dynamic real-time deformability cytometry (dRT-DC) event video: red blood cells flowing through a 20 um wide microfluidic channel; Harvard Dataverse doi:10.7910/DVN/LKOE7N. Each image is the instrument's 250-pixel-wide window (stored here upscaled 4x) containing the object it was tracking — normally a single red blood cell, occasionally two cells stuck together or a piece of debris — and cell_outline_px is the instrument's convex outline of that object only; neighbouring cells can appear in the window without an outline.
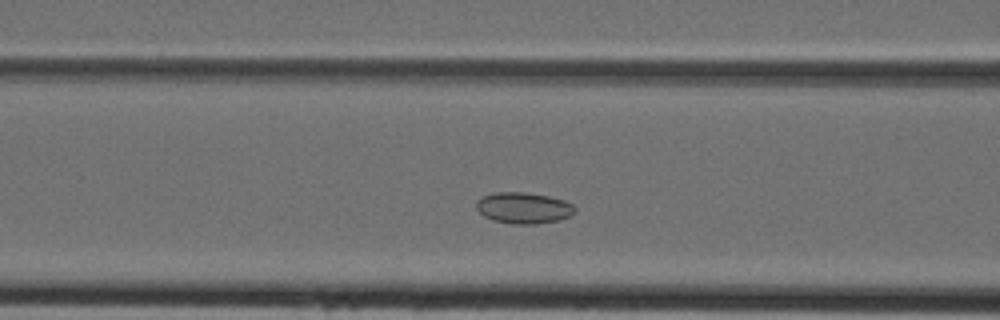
{"species": "Egyptian fruit bat (a non-hibernating species)", "species_latin": "Rousettus aegyptiacus", "temperature_condition": "cold", "stored_images_in_passage": 37, "camera_frame_rate_fps": 3000, "um_per_image_px": 0.085, "animal": {"sex": "female"}, "frame": {"image": 1, "passage_image": 10, "time_ms": 3.0, "image_size_px": [1000, 320], "cell_outline_px": [[576, 212], [560, 220], [536, 224], [516, 224], [492, 220], [484, 216], [476, 208], [476, 200], [480, 196], [496, 192], [524, 192], [548, 196], [564, 200], [572, 204], [576, 208]], "centroid_in_image_um": [44.49, 17.67], "position_along_channel_um": 122.1, "area_um2": 18.03}}
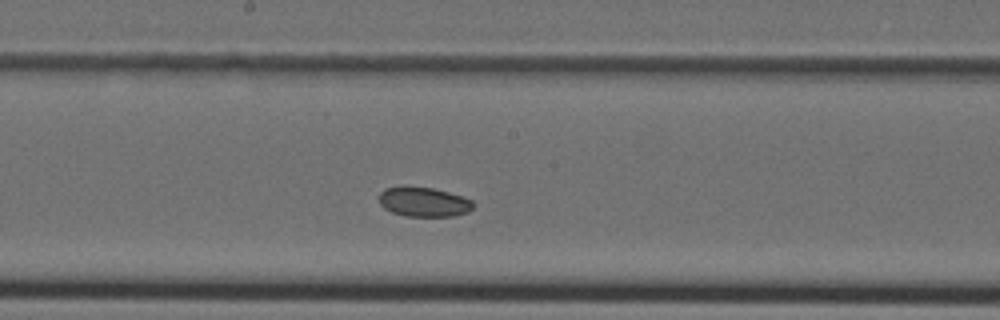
{"frame": {"image": 2, "passage_image": 16, "time_ms": 5.0, "image_size_px": [1000, 320], "cell_outline_px": [[476, 204], [468, 212], [452, 216], [408, 216], [392, 212], [384, 208], [380, 204], [380, 192], [384, 188], [432, 188], [448, 192], [472, 200]], "centroid_in_image_um": [36.05, 17.19], "position_along_channel_um": 212.1, "area_um2": 15.78}}
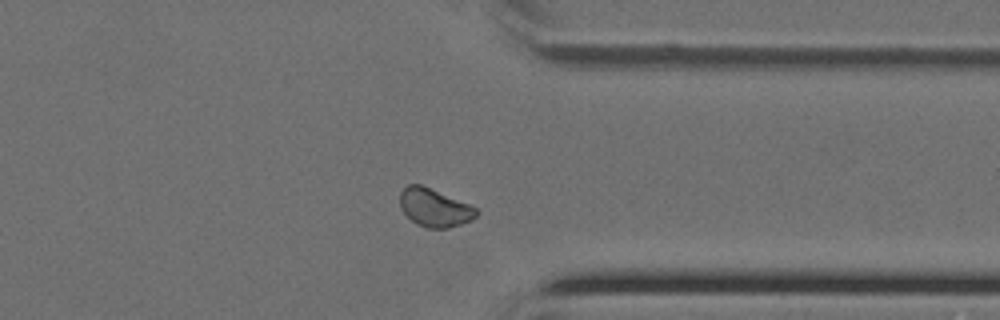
{"frame": {"image": 3, "passage_image": 27, "time_ms": 8.667, "image_size_px": [1000, 320], "cell_outline_px": [[480, 212], [472, 220], [448, 228], [428, 228], [416, 224], [400, 208], [400, 192], [408, 184], [420, 184], [468, 204], [476, 208]], "centroid_in_image_um": [36.92, 17.66], "position_along_channel_um": 374.5, "area_um2": 16.76}}